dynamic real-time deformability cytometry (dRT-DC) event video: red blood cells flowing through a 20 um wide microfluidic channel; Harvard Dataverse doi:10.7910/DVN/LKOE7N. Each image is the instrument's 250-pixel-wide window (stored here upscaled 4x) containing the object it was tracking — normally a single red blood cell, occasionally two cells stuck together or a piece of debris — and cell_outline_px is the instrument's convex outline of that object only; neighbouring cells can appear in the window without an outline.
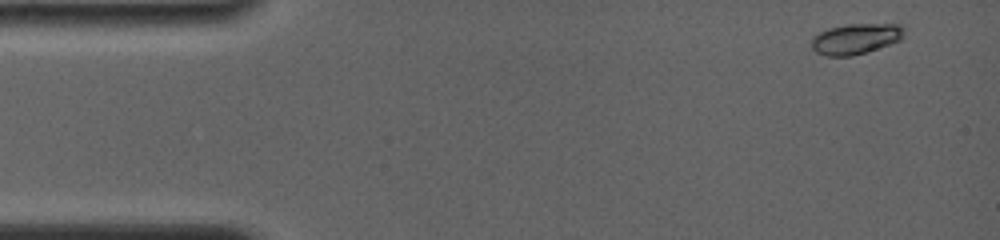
{"species": "common noctule bat (a hibernating species)", "species_latin": "Nyctalus noctula", "temperature_condition": "room temperature", "stored_images_in_passage": 21, "camera_frame_rate_fps": 4000, "um_per_image_px": 0.085, "animal": {"sex": "female", "body_mass_g": 19.0, "forearm_length_mm": 56.7}, "frame": {"image": 1, "passage_image": 1, "time_ms": 0.0, "image_size_px": [1000, 240], "cell_outline_px": [[904, 36], [900, 40], [868, 52], [852, 56], [828, 56], [816, 52], [812, 48], [812, 36], [828, 28], [848, 24], [904, 24]], "centroid_in_image_um": [72.76, 3.29], "position_along_channel_um": 12.2, "area_um2": 16.65}}
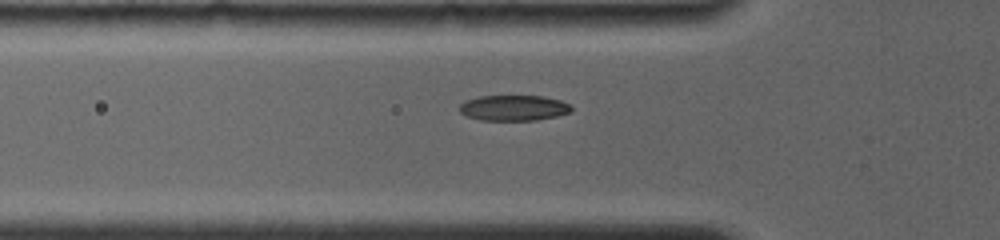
{"frame": {"image": 2, "passage_image": 10, "time_ms": 4.5, "image_size_px": [1000, 240], "cell_outline_px": [[572, 112], [556, 116], [536, 120], [480, 120], [464, 116], [460, 112], [460, 104], [464, 100], [480, 96], [540, 96], [560, 100], [568, 104], [572, 108]], "centroid_in_image_um": [43.62, 9.17], "position_along_channel_um": 82.2, "area_um2": 16.7}}
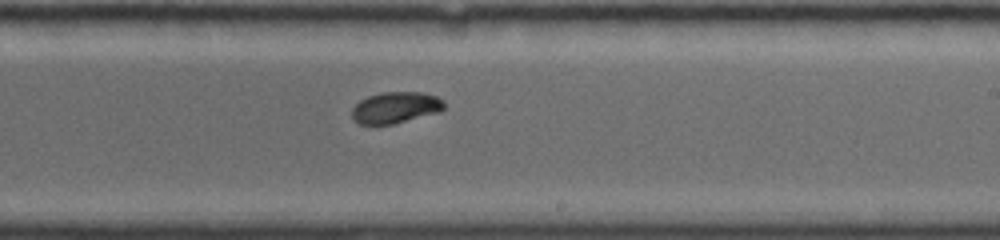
{"frame": {"image": 3, "passage_image": 21, "time_ms": 9.0, "image_size_px": [1000, 240], "cell_outline_px": [[444, 108], [440, 112], [392, 124], [360, 124], [352, 120], [352, 108], [360, 100], [368, 96], [384, 92], [424, 92], [436, 96], [444, 100]], "centroid_in_image_um": [33.63, 9.14], "position_along_channel_um": 255.4, "area_um2": 16.88}}